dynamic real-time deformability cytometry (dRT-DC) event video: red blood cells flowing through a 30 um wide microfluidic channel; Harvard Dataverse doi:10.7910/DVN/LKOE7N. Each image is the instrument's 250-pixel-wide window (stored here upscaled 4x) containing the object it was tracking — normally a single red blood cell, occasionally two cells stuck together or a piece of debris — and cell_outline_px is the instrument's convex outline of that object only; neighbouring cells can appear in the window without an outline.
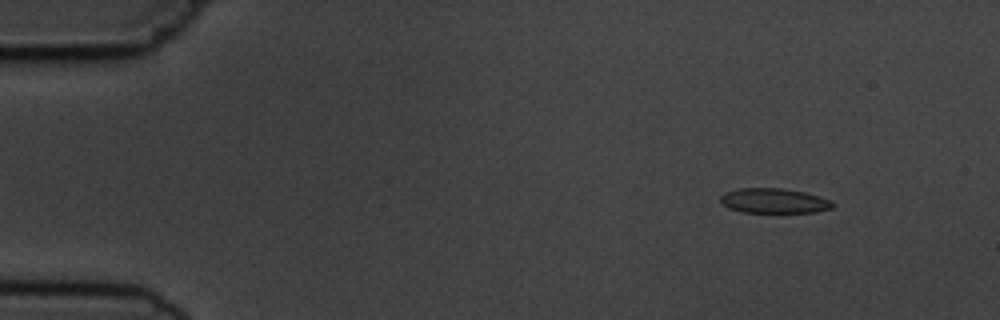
{"species": "common noctule bat (a hibernating species)", "species_latin": "Nyctalus noctula", "temperature_condition": "cold", "stored_images_in_passage": 5, "camera_frame_rate_fps": 3000, "um_per_image_px": 0.085, "animal": {"sex": "male", "body_mass_g": 19.5, "forearm_length_mm": 54.6}, "frame": {"image": 1, "passage_image": 2, "time_ms": 1.333, "image_size_px": [1000, 320], "cell_outline_px": [[836, 204], [832, 208], [816, 212], [744, 212], [728, 208], [720, 200], [720, 196], [724, 192], [740, 188], [780, 188], [804, 192], [832, 200]], "centroid_in_image_um": [65.81, 17.06], "position_along_channel_um": 19.2, "area_um2": 16.24}}
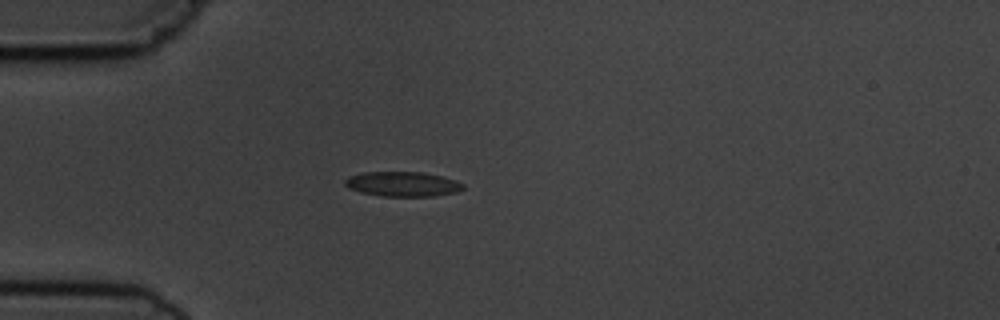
{"frame": {"image": 2, "passage_image": 4, "time_ms": 4.333, "image_size_px": [1000, 320], "cell_outline_px": [[464, 188], [456, 192], [432, 196], [384, 196], [360, 192], [348, 188], [344, 184], [344, 180], [348, 176], [364, 172], [424, 172], [456, 180], [464, 184]], "centroid_in_image_um": [34.2, 15.64], "position_along_channel_um": 50.8, "area_um2": 17.05}}